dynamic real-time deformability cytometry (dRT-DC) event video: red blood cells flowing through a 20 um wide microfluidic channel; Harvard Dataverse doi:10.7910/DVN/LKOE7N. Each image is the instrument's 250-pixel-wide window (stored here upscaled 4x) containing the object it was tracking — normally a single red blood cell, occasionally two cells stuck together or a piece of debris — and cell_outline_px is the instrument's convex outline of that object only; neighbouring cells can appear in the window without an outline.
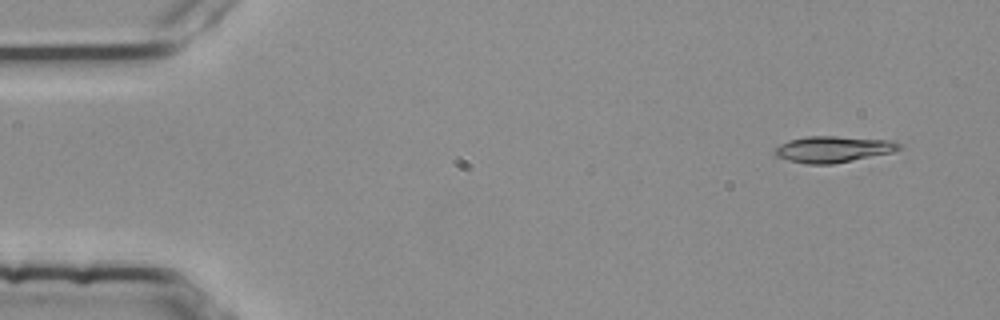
{"species": "common noctule bat (a hibernating species)", "species_latin": "Nyctalus noctula", "temperature_condition": "room temperature", "stored_images_in_passage": 51, "camera_frame_rate_fps": 3000, "um_per_image_px": 0.085, "animal": {"sex": "female", "body_mass_g": 25.1}, "frame": {"image": 1, "passage_image": 1, "time_ms": 0.0, "image_size_px": [1000, 320], "cell_outline_px": [[904, 148], [892, 152], [832, 164], [808, 164], [788, 160], [776, 156], [776, 148], [780, 144], [788, 140], [808, 136], [836, 136], [888, 140], [900, 144]], "centroid_in_image_um": [70.82, 12.68], "position_along_channel_um": 14.2, "area_um2": 18.79}}
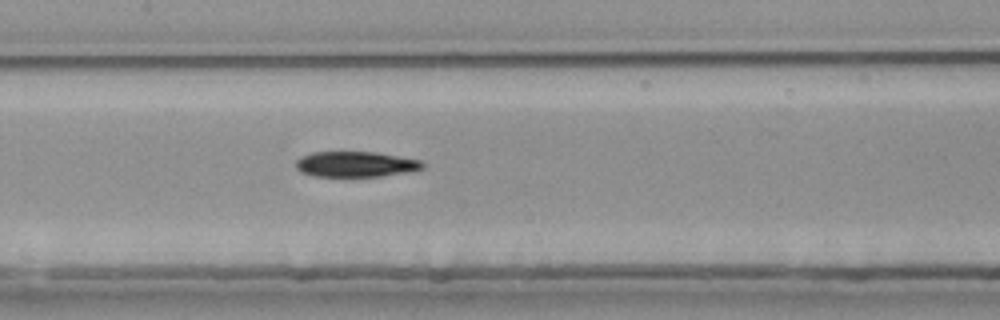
{"frame": {"image": 2, "passage_image": 23, "time_ms": 7.333, "image_size_px": [1000, 320], "cell_outline_px": [[424, 168], [412, 172], [380, 176], [312, 176], [300, 172], [296, 168], [296, 160], [300, 156], [312, 152], [380, 152], [420, 160], [424, 164]], "centroid_in_image_um": [30.24, 13.95], "position_along_channel_um": 177.2, "area_um2": 19.07}}
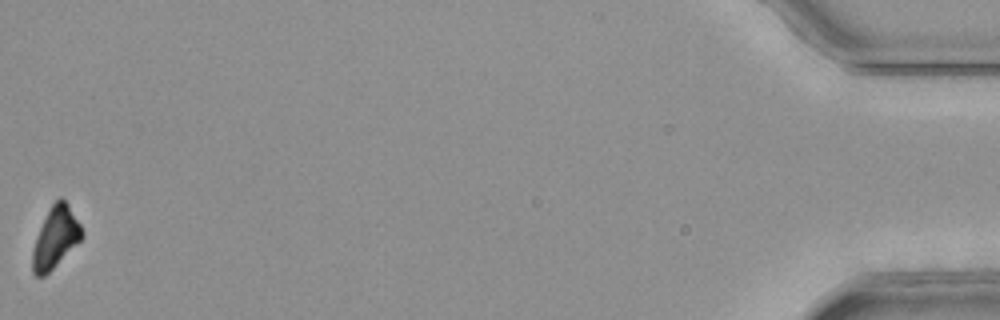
{"frame": {"image": 3, "passage_image": 51, "time_ms": 16.667, "image_size_px": [1000, 320], "cell_outline_px": [[84, 236], [44, 276], [36, 276], [32, 272], [32, 248], [40, 228], [52, 204], [60, 196], [68, 204], [80, 224], [84, 232]], "centroid_in_image_um": [4.71, 20.18], "position_along_channel_um": 430.5, "area_um2": 17.11}, "authors_computed_cell_mechanics": {"area_um2": 19.1318, "velocity_mm_per_s": 3.8081, "shape_relaxation_time_tau1_ms": 8.6271, "shape_relaxation_time_tau2_ms": null, "deformation_change_tau1": 0.2347, "deformation_change_tau2": null}}